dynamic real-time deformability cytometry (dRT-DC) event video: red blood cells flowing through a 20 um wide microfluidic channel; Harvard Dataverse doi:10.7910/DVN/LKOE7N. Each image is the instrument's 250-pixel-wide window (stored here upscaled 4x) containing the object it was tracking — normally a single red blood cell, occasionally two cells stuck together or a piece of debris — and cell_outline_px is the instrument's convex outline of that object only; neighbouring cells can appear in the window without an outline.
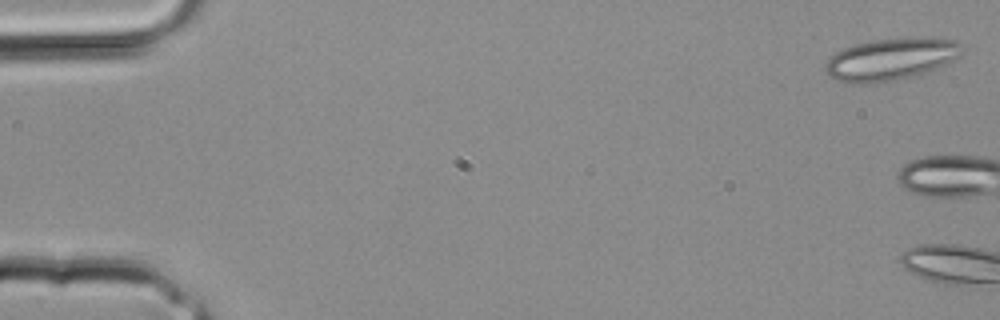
{"species": "common noctule bat (a hibernating species)", "species_latin": "Nyctalus noctula", "temperature_condition": "room temperature", "stored_images_in_passage": 2, "camera_frame_rate_fps": 3000, "um_per_image_px": 0.085, "animal": {"sex": "male", "body_mass_g": 20.4}, "frame": {"image": 1, "passage_image": 1, "time_ms": 0.0, "image_size_px": [1000, 320], "cell_outline_px": [[964, 52], [960, 56], [920, 76], [888, 84], [852, 84], [836, 80], [828, 76], [824, 72], [824, 64], [836, 52], [844, 48], [856, 44], [872, 40], [920, 36], [952, 40], [960, 44], [964, 48]], "centroid_in_image_um": [75.72, 5.07], "position_along_channel_um": 9.3, "area_um2": 34.62}}